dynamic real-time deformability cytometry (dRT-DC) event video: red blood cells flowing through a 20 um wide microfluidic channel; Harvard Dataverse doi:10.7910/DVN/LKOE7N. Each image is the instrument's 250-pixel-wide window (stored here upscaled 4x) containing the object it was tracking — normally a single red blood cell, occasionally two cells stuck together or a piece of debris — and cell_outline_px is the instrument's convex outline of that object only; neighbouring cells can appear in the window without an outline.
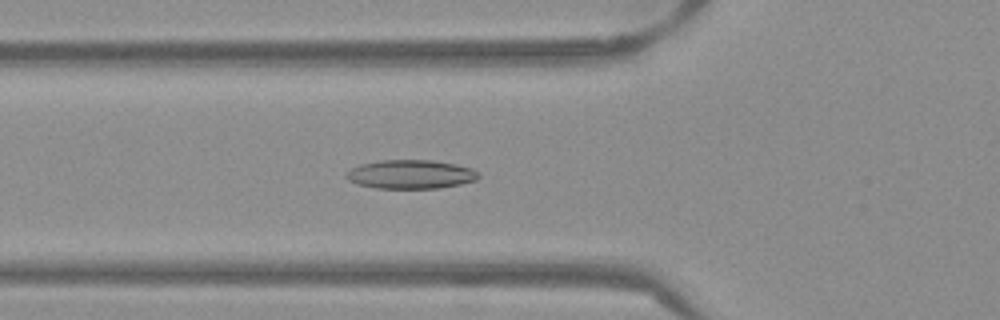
{"species": "Egyptian fruit bat (a non-hibernating species)", "species_latin": "Rousettus aegyptiacus", "temperature_condition": "warm", "stored_images_in_passage": 53, "camera_frame_rate_fps": 3000, "um_per_image_px": 0.085, "frame": {"image": 1, "passage_image": 19, "time_ms": 6.0, "image_size_px": [1000, 320], "cell_outline_px": [[480, 176], [476, 180], [460, 184], [440, 188], [376, 188], [356, 184], [348, 180], [344, 176], [352, 168], [360, 164], [380, 160], [432, 160], [456, 164], [472, 168]], "centroid_in_image_um": [34.9, 14.81], "position_along_channel_um": 90.9, "area_um2": 22.25}}
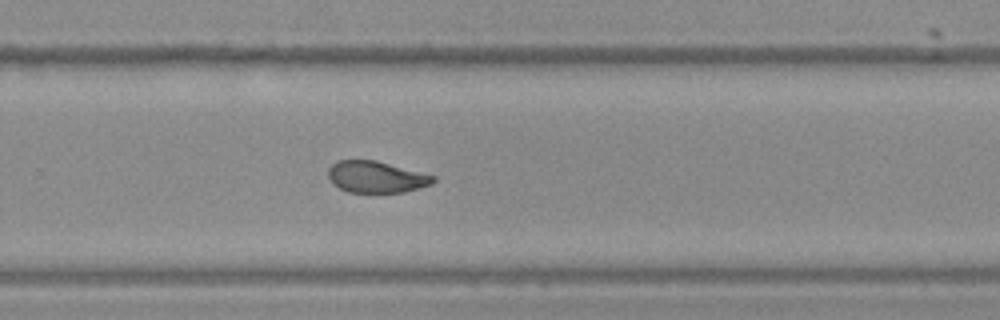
{"frame": {"image": 2, "passage_image": 35, "time_ms": 11.333, "image_size_px": [1000, 320], "cell_outline_px": [[436, 180], [432, 184], [404, 192], [348, 192], [332, 184], [328, 176], [328, 168], [336, 160], [376, 160], [436, 176]], "centroid_in_image_um": [31.96, 15.03], "position_along_channel_um": 297.8, "area_um2": 19.36}}
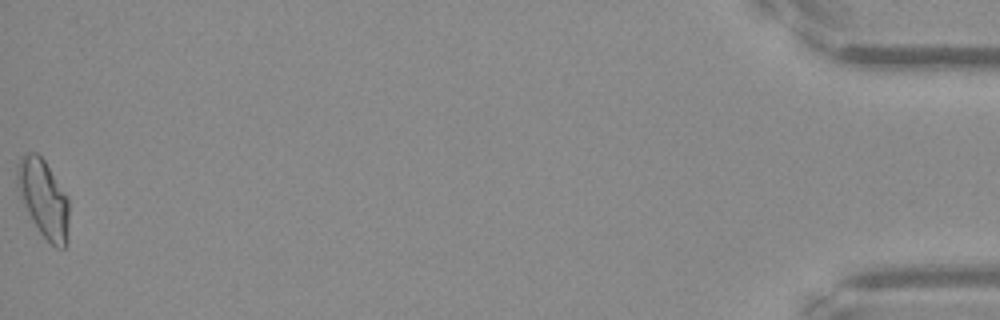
{"frame": {"image": 3, "passage_image": 53, "time_ms": 17.333, "image_size_px": [1000, 320], "cell_outline_px": [[68, 244], [64, 248], [56, 248], [40, 232], [32, 220], [20, 196], [16, 184], [16, 164], [20, 156], [24, 152], [36, 152], [44, 160], [68, 196]], "centroid_in_image_um": [3.69, 16.84], "position_along_channel_um": 431.5, "area_um2": 23.64}, "authors_computed_cell_mechanics": {"area_um2": 20.9814, "velocity_mm_per_s": 3.8678, "shape_relaxation_time_tau1_ms": 11.0461, "shape_relaxation_time_tau2_ms": 1.9294, "deformation_change_tau1": 0.2377, "deformation_change_tau2": 0.0859}}